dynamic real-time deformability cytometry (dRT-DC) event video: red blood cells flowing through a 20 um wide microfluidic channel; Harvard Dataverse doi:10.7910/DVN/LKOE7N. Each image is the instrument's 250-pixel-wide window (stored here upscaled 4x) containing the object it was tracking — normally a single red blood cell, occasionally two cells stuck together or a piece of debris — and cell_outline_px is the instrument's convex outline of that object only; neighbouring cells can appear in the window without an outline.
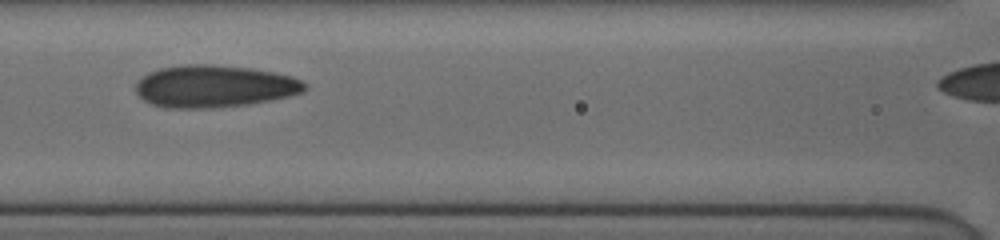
{"species": "human", "species_latin": "Homo sapiens", "temperature_condition": "cold", "stored_images_in_passage": 9, "segment_of_instrument_passage": [1, 2], "camera_frame_rate_fps": 3000, "um_per_image_px": 0.085, "donor": {"sex": "female"}, "frame": {"image": 1, "passage_image": 4, "time_ms": 3.333, "image_size_px": [1000, 240], "cell_outline_px": [[308, 88], [304, 92], [288, 96], [248, 104], [212, 108], [164, 108], [152, 104], [144, 100], [136, 92], [136, 84], [148, 72], [160, 68], [184, 64], [212, 64], [248, 68], [272, 72], [292, 76], [300, 80]], "centroid_in_image_um": [18.19, 7.33], "position_along_channel_um": 148.4, "area_um2": 41.44}}
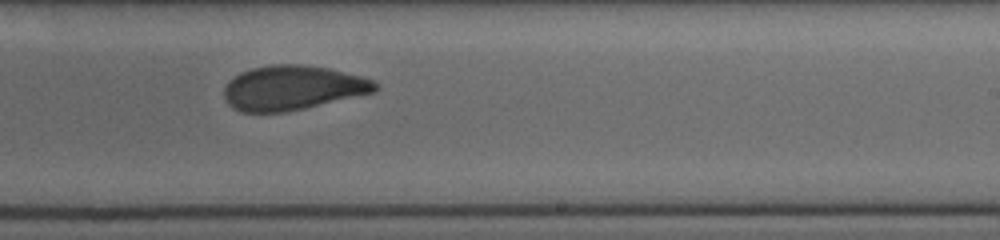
{"frame": {"image": 2, "passage_image": 7, "time_ms": 6.333, "image_size_px": [1000, 240], "cell_outline_px": [[380, 88], [376, 92], [304, 108], [284, 112], [240, 112], [232, 108], [228, 104], [224, 96], [224, 88], [240, 72], [252, 68], [268, 64], [300, 64], [328, 68], [364, 76], [376, 80], [380, 84]], "centroid_in_image_um": [24.93, 7.46], "position_along_channel_um": 264.1, "area_um2": 39.48}}
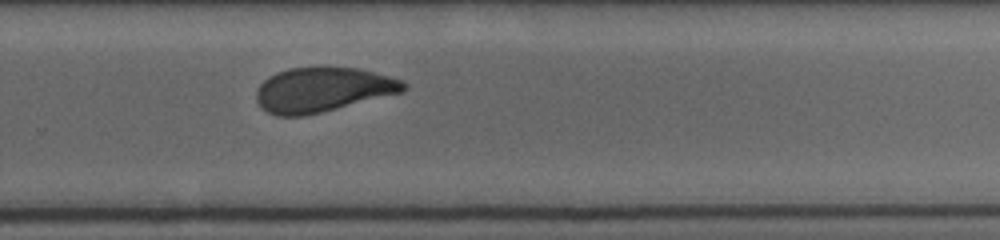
{"frame": {"image": 3, "passage_image": 8, "time_ms": 7.333, "image_size_px": [1000, 240], "cell_outline_px": [[408, 88], [404, 92], [304, 116], [276, 116], [268, 112], [256, 100], [256, 92], [260, 84], [268, 76], [276, 72], [288, 68], [320, 64], [328, 64], [360, 68], [404, 80], [408, 84]], "centroid_in_image_um": [27.46, 7.56], "position_along_channel_um": 302.3, "area_um2": 39.36}}